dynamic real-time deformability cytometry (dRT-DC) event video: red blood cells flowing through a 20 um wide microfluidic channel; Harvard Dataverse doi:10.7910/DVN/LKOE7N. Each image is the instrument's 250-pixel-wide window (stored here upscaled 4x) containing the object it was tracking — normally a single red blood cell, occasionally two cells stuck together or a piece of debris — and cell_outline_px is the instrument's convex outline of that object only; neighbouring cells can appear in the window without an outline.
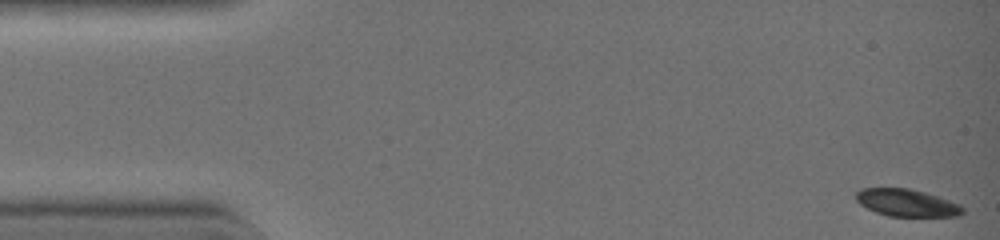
{"species": "common noctule bat (a hibernating species)", "species_latin": "Nyctalus noctula", "temperature_condition": "warm", "stored_images_in_passage": 43, "camera_frame_rate_fps": 3000, "um_per_image_px": 0.085, "animal": {"sex": "female", "body_mass_g": 19.0, "forearm_length_mm": 51.5}, "frame": {"image": 1, "passage_image": 1, "time_ms": 0.0, "image_size_px": [1000, 240], "cell_outline_px": [[964, 212], [960, 216], [888, 216], [876, 212], [860, 204], [856, 200], [856, 192], [860, 188], [908, 188], [924, 192], [960, 204], [964, 208]], "centroid_in_image_um": [77.07, 17.24], "position_along_channel_um": 7.9, "area_um2": 16.88}}
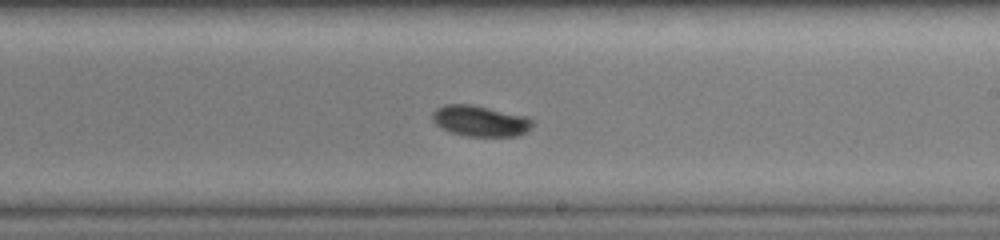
{"frame": {"image": 2, "passage_image": 26, "time_ms": 8.333, "image_size_px": [1000, 240], "cell_outline_px": [[532, 128], [528, 132], [520, 136], [464, 136], [452, 132], [436, 124], [432, 120], [432, 112], [436, 108], [444, 104], [472, 104], [528, 116], [532, 120]], "centroid_in_image_um": [40.85, 10.27], "position_along_channel_um": 248.1, "area_um2": 18.21}}
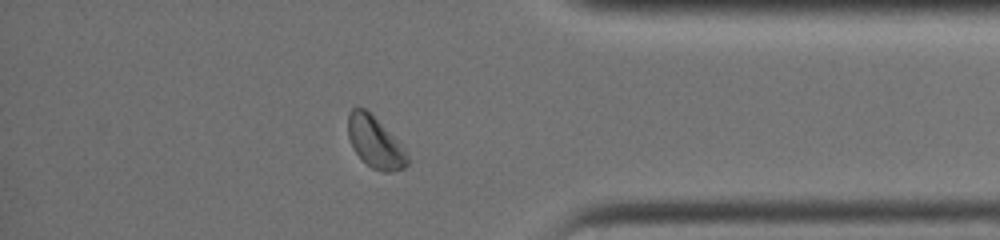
{"frame": {"image": 3, "passage_image": 37, "time_ms": 12.0, "image_size_px": [1000, 240], "cell_outline_px": [[408, 164], [404, 168], [392, 172], [384, 172], [372, 168], [352, 148], [348, 136], [348, 112], [356, 104], [364, 108], [400, 140], [408, 156]], "centroid_in_image_um": [31.89, 12.06], "position_along_channel_um": 403.3, "area_um2": 17.98}, "authors_computed_cell_mechanics": {"area_um2": 18.207, "velocity_mm_per_s": 4.4673, "shape_relaxation_time_tau1_ms": 1.3806, "shape_relaxation_time_tau2_ms": null, "deformation_change_tau1": 0.1015, "deformation_change_tau2": null}}